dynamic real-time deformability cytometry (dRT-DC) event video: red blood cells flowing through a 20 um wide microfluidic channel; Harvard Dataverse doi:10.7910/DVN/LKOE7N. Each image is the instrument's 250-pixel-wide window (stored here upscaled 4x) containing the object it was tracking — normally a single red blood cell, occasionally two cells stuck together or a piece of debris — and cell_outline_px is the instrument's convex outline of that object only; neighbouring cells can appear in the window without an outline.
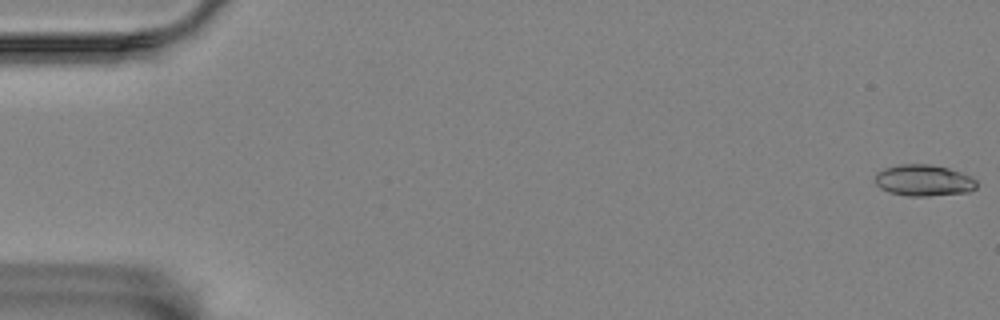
{"species": "Egyptian fruit bat (a non-hibernating species)", "species_latin": "Rousettus aegyptiacus", "temperature_condition": "room temperature", "stored_images_in_passage": 12, "camera_frame_rate_fps": 3000, "um_per_image_px": 0.085, "animal": {"sex": "female"}, "frame": {"image": 1, "passage_image": 1, "time_ms": 0.0, "image_size_px": [1000, 320], "cell_outline_px": [[976, 188], [968, 192], [928, 196], [908, 196], [888, 192], [880, 188], [876, 184], [876, 172], [884, 168], [900, 164], [932, 164], [948, 168], [960, 172], [976, 180]], "centroid_in_image_um": [78.49, 15.33], "position_along_channel_um": 6.5, "area_um2": 18.55}}